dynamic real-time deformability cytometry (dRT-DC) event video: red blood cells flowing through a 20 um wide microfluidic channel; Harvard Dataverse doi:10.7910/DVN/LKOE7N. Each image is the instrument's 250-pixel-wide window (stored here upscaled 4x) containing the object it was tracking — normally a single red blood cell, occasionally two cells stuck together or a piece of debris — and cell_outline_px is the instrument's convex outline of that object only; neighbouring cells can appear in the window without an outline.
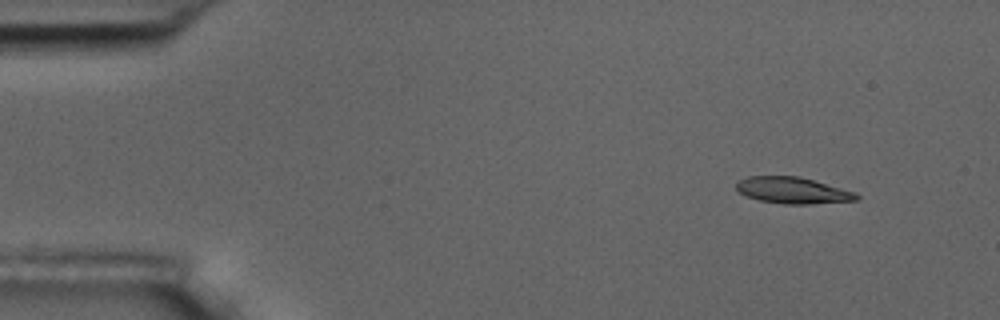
{"species": "common noctule bat (a hibernating species)", "species_latin": "Nyctalus noctula", "temperature_condition": "room temperature", "stored_images_in_passage": 4, "camera_frame_rate_fps": 3000, "um_per_image_px": 0.085, "animal": {"sex": "male", "body_mass_g": 17.5, "forearm_length_mm": 52.3}, "frame": {"image": 1, "passage_image": 1, "time_ms": 0.0, "image_size_px": [1000, 320], "cell_outline_px": [[860, 200], [808, 204], [784, 204], [760, 200], [748, 196], [740, 192], [736, 188], [736, 180], [748, 176], [800, 176], [856, 192], [860, 196]], "centroid_in_image_um": [67.41, 16.17], "position_along_channel_um": 17.6, "area_um2": 18.55}}
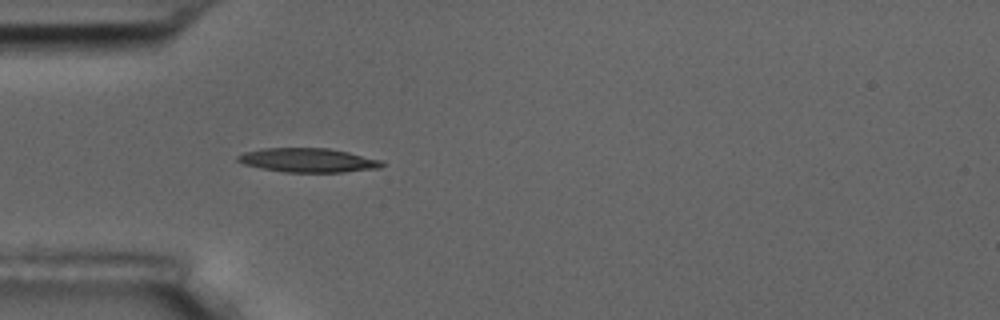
{"frame": {"image": 2, "passage_image": 4, "time_ms": 3.667, "image_size_px": [1000, 320], "cell_outline_px": [[388, 164], [380, 168], [344, 172], [284, 172], [244, 164], [236, 160], [236, 156], [244, 152], [264, 148], [328, 148], [348, 152], [384, 160]], "centroid_in_image_um": [26.25, 13.62], "position_along_channel_um": 58.7, "area_um2": 20.35}}